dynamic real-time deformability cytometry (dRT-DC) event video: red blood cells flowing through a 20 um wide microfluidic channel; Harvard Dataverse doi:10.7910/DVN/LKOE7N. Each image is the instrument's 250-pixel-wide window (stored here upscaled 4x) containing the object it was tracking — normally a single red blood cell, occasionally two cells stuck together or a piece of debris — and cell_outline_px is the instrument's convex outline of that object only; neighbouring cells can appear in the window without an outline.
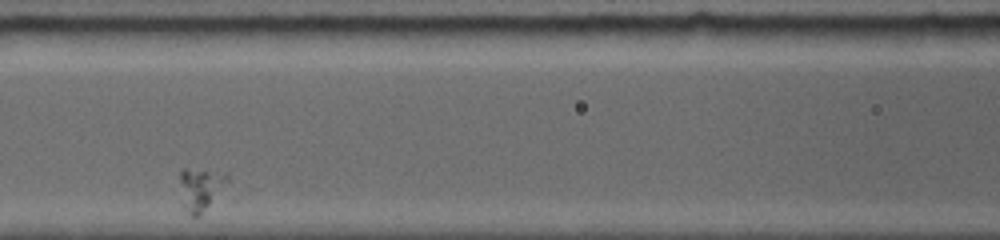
{"species": "common noctule bat (a hibernating species)", "species_latin": "Nyctalus noctula", "temperature_condition": "room temperature", "stored_images_in_passage": 20, "camera_frame_rate_fps": 5000, "um_per_image_px": 0.085, "animal": {"sex": "female", "body_mass_g": 19.0, "forearm_length_mm": 56.7}, "frame": {"image": 1, "passage_image": 6, "time_ms": 2.6, "image_size_px": [1000, 240], "cell_outline_px": [[228, 180], [200, 216], [188, 216], [184, 208], [180, 180], [180, 172], [184, 168], [208, 172], [228, 176]], "centroid_in_image_um": [16.97, 16.12], "position_along_channel_um": 149.6, "area_um2": 10.98}}
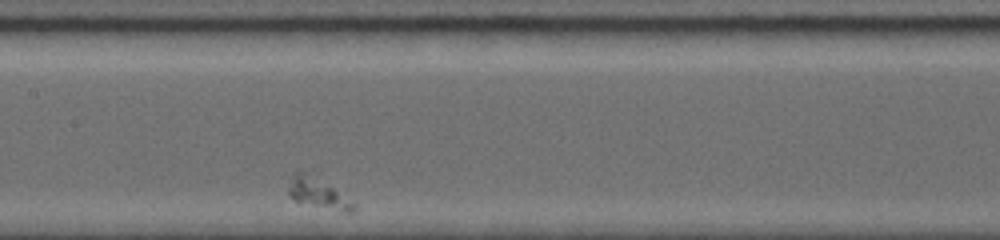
{"frame": {"image": 2, "passage_image": 8, "time_ms": 3.6, "image_size_px": [1000, 240], "cell_outline_px": [[356, 208], [352, 212], [340, 212], [296, 200], [288, 196], [288, 176], [292, 172], [300, 172], [332, 188], [356, 204]], "centroid_in_image_um": [26.98, 16.46], "position_along_channel_um": 180.4, "area_um2": 10.81}}
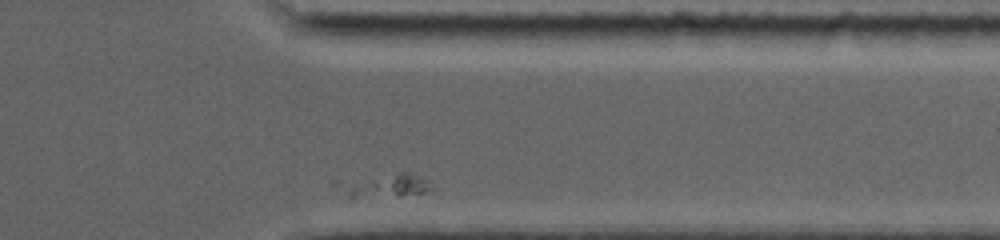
{"frame": {"image": 3, "passage_image": 20, "time_ms": 9.6, "image_size_px": [1000, 240], "cell_outline_px": [[436, 188], [424, 192], [400, 196], [352, 200], [332, 184], [332, 180], [400, 172], [408, 172], [420, 176], [428, 180]], "centroid_in_image_um": [32.56, 15.78], "position_along_channel_um": 378.8, "area_um2": 14.1}}